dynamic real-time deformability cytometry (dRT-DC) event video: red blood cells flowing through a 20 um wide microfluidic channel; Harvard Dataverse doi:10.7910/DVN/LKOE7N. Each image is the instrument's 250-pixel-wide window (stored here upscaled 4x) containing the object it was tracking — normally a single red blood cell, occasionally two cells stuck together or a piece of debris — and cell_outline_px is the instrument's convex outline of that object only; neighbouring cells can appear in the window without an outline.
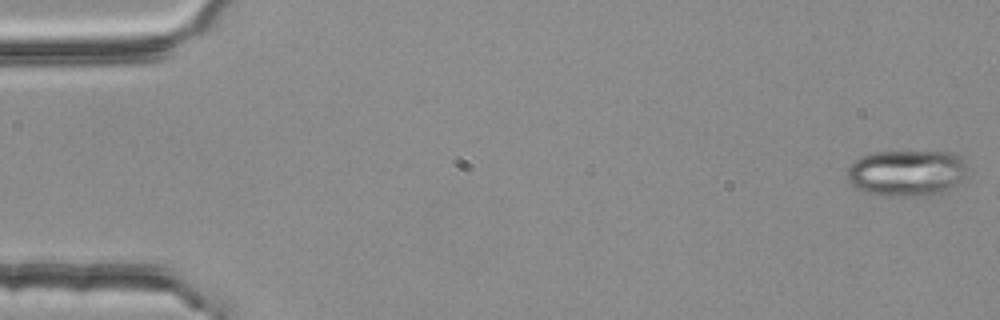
{"species": "common noctule bat (a hibernating species)", "species_latin": "Nyctalus noctula", "temperature_condition": "room temperature", "stored_images_in_passage": 5, "camera_frame_rate_fps": 3000, "um_per_image_px": 0.085, "animal": {"sex": "female", "body_mass_g": 25.1}, "frame": {"image": 1, "passage_image": 1, "time_ms": 0.0, "image_size_px": [1000, 320], "cell_outline_px": [[964, 176], [960, 180], [940, 196], [888, 196], [868, 192], [856, 188], [848, 180], [848, 168], [860, 156], [876, 152], [948, 152], [960, 156], [964, 160]], "centroid_in_image_um": [77.07, 14.72], "position_along_channel_um": 7.9, "area_um2": 32.25}}